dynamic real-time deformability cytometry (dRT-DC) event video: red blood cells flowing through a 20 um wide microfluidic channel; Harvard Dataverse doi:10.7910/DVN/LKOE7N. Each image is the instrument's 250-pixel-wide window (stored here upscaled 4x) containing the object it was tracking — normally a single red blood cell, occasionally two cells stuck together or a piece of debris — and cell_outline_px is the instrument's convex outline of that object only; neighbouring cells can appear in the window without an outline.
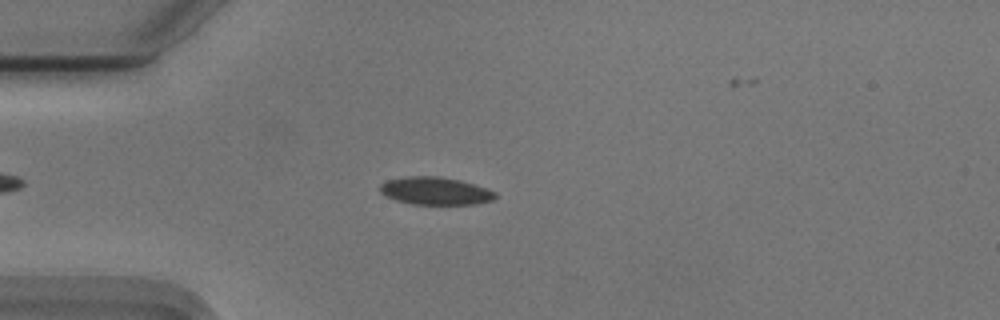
{"species": "Egyptian fruit bat (a non-hibernating species)", "species_latin": "Rousettus aegyptiacus", "temperature_condition": "cold", "stored_images_in_passage": 53, "camera_frame_rate_fps": 3000, "um_per_image_px": 0.085, "animal": {"sex": "male"}, "frame": {"image": 1, "passage_image": 12, "time_ms": 3.667, "image_size_px": [1000, 320], "cell_outline_px": [[496, 196], [492, 200], [476, 204], [412, 204], [396, 200], [380, 192], [380, 184], [388, 180], [408, 176], [440, 176], [460, 180], [496, 192]], "centroid_in_image_um": [36.99, 16.23], "position_along_channel_um": 48.0, "area_um2": 18.38}}
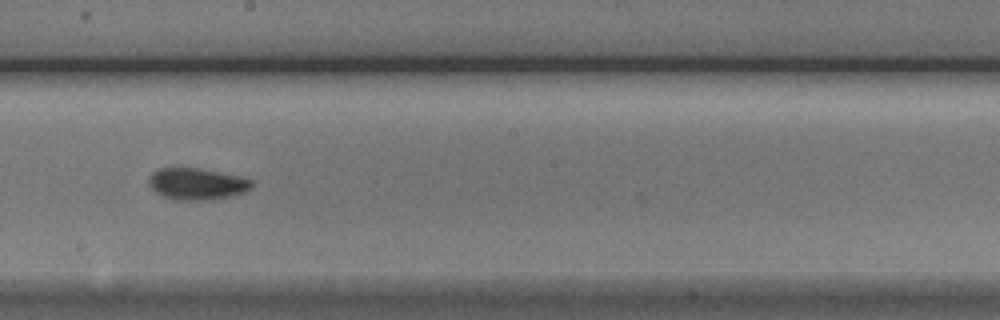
{"frame": {"image": 2, "passage_image": 28, "time_ms": 9.0, "image_size_px": [1000, 320], "cell_outline_px": [[256, 184], [252, 188], [244, 192], [232, 196], [212, 200], [172, 200], [156, 192], [148, 184], [148, 176], [152, 172], [160, 168], [200, 168], [240, 176], [252, 180]], "centroid_in_image_um": [16.76, 15.63], "position_along_channel_um": 231.4, "area_um2": 19.31}}
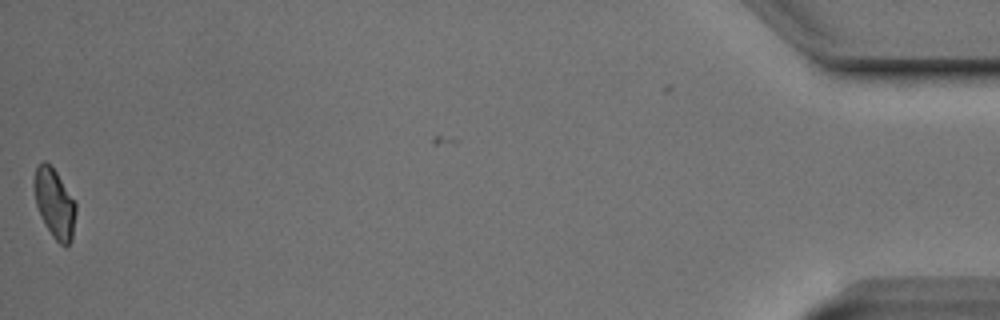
{"frame": {"image": 3, "passage_image": 52, "time_ms": 17.0, "image_size_px": [1000, 320], "cell_outline_px": [[76, 212], [72, 240], [64, 248], [52, 236], [44, 224], [40, 216], [36, 204], [32, 184], [36, 168], [44, 160], [56, 172], [76, 204]], "centroid_in_image_um": [4.62, 17.33], "position_along_channel_um": 430.6, "area_um2": 16.82}, "authors_computed_cell_mechanics": {"area_um2": 18.0336, "velocity_mm_per_s": 3.7243, "shape_relaxation_time_tau1_ms": 2.2688, "shape_relaxation_time_tau2_ms": 3.5055, "deformation_change_tau1": 0.0761, "deformation_change_tau2": 0.0669}}